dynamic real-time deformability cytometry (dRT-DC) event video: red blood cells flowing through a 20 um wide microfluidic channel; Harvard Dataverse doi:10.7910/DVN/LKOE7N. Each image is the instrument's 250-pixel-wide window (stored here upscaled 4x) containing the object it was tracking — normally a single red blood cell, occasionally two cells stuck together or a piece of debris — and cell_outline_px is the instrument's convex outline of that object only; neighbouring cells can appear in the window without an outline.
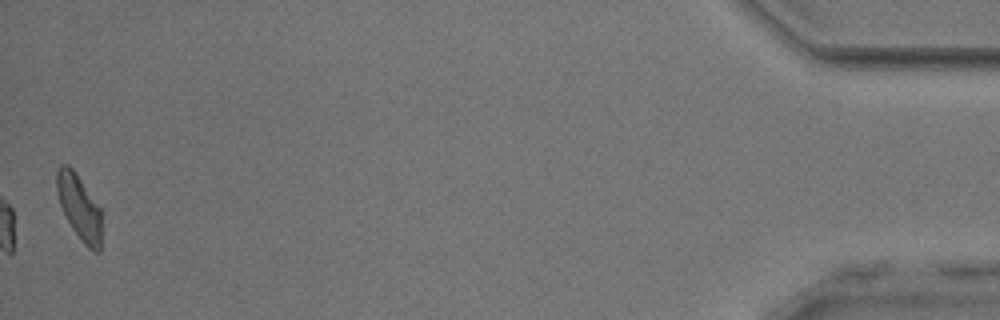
{"species": "common noctule bat (a hibernating species)", "species_latin": "Nyctalus noctula", "temperature_condition": "room temperature", "stored_images_in_passage": 53, "camera_frame_rate_fps": 3000, "um_per_image_px": 0.085, "animal": {"sex": "male", "body_mass_g": 17.9, "forearm_length_mm": 54.2}, "frame": {"image": 1, "passage_image": 53, "time_ms": 17.333, "image_size_px": [1000, 320], "cell_outline_px": [[104, 212], [100, 252], [92, 252], [84, 244], [72, 228], [60, 204], [56, 188], [56, 172], [60, 164], [68, 164], [72, 168]], "centroid_in_image_um": [6.8, 17.65], "position_along_channel_um": 428.4, "area_um2": 17.4}, "authors_computed_cell_mechanics": {"area_um2": 18.7272, "velocity_mm_per_s": 3.9148, "shape_relaxation_time_tau1_ms": 4.9146, "shape_relaxation_time_tau2_ms": null, "deformation_change_tau1": 0.1572, "deformation_change_tau2": null}}